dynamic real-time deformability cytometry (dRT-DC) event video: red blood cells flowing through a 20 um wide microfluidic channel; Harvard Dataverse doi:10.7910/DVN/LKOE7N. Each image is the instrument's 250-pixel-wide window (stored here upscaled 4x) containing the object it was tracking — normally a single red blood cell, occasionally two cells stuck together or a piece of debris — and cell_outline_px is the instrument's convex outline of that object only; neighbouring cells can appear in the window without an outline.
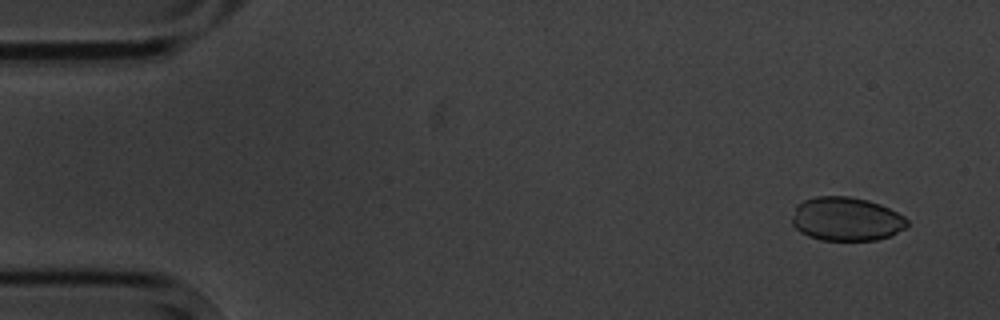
{"species": "common noctule bat (a hibernating species)", "species_latin": "Nyctalus noctula", "temperature_condition": "cold", "stored_images_in_passage": 6, "segment_of_instrument_passage": [2, 2], "camera_frame_rate_fps": 3000, "um_per_image_px": 0.085, "animal": {"sex": "male", "body_mass_g": 20.1, "forearm_length_mm": 53.5}, "frame": {"image": 1, "passage_image": 6, "time_ms": 7.0, "image_size_px": [1000, 320], "cell_outline_px": [[908, 224], [904, 228], [892, 236], [876, 240], [820, 240], [808, 236], [800, 232], [792, 224], [792, 216], [796, 204], [804, 200], [816, 196], [848, 196], [868, 200], [880, 204], [904, 216], [908, 220]], "centroid_in_image_um": [71.92, 18.62], "position_along_channel_um": 13.1, "area_um2": 29.54}}